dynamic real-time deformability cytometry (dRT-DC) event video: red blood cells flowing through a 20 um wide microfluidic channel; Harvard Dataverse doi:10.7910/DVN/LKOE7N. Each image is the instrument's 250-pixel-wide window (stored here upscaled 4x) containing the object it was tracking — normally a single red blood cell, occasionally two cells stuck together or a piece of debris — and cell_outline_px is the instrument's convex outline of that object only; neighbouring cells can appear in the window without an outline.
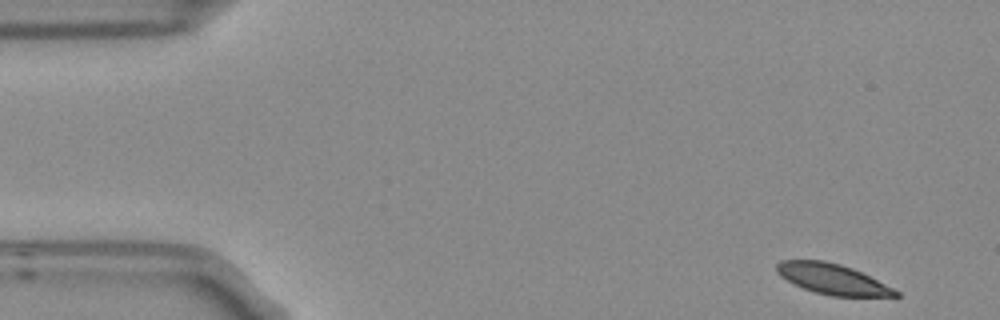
{"species": "Egyptian fruit bat (a non-hibernating species)", "species_latin": "Rousettus aegyptiacus", "temperature_condition": "room temperature", "stored_images_in_passage": 9, "camera_frame_rate_fps": 3000, "um_per_image_px": 0.085, "frame": {"image": 1, "passage_image": 1, "time_ms": 0.0, "image_size_px": [1000, 320], "cell_outline_px": [[900, 296], [832, 296], [816, 292], [792, 284], [780, 276], [776, 272], [776, 264], [780, 260], [824, 260], [840, 264], [852, 268], [900, 292]], "centroid_in_image_um": [70.69, 23.71], "position_along_channel_um": 14.3, "area_um2": 20.87}}
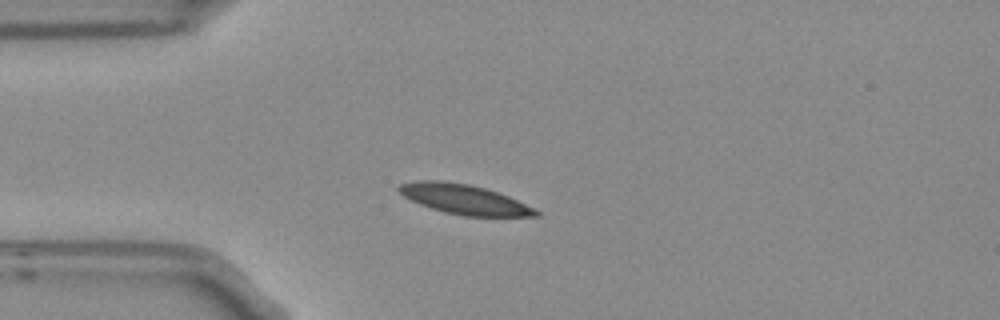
{"frame": {"image": 2, "passage_image": 3, "time_ms": 0.667, "image_size_px": [1000, 320], "cell_outline_px": [[540, 216], [464, 216], [444, 212], [420, 204], [404, 196], [396, 188], [400, 184], [420, 180], [436, 180], [468, 184], [484, 188], [508, 196], [540, 212]], "centroid_in_image_um": [39.43, 16.94], "position_along_channel_um": 45.6, "area_um2": 23.29}}
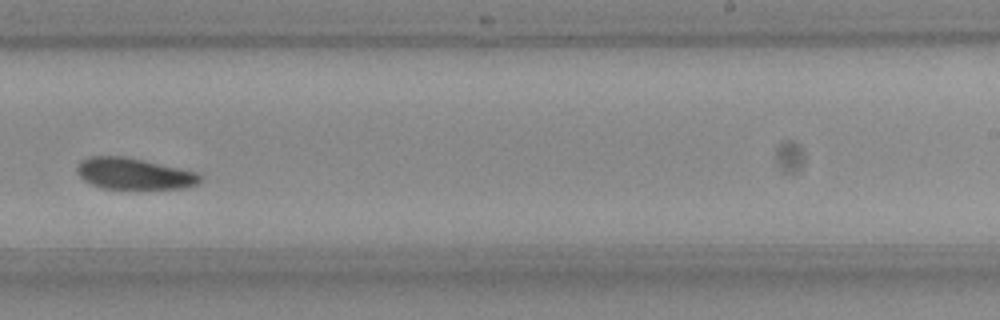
{"frame": {"image": 3, "passage_image": 9, "time_ms": 2.667, "image_size_px": [1000, 320], "cell_outline_px": [[204, 180], [196, 184], [184, 188], [104, 188], [92, 184], [84, 180], [76, 172], [76, 164], [80, 160], [88, 156], [124, 156], [144, 160], [200, 172], [204, 176]], "centroid_in_image_um": [11.42, 14.74], "position_along_channel_um": 277.6, "area_um2": 22.72}}